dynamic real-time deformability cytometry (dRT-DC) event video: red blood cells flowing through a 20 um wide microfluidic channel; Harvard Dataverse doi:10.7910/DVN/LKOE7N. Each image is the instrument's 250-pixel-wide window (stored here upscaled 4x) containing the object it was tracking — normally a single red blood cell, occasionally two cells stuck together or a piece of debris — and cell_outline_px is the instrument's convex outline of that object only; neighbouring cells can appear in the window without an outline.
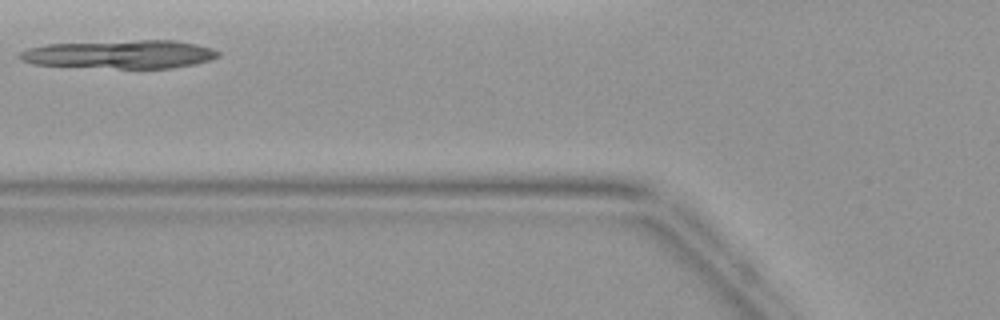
{"species": "common noctule bat (a hibernating species)", "species_latin": "Nyctalus noctula", "temperature_condition": "warm", "stored_images_in_passage": 2, "camera_frame_rate_fps": 3000, "um_per_image_px": 0.085, "animal": {"sex": "female", "body_mass_g": 19.9}, "frame": {"image": 1, "passage_image": 2, "time_ms": 1.333, "image_size_px": [1000, 320], "cell_outline_px": [[220, 56], [212, 60], [196, 64], [172, 68], [120, 68], [32, 64], [20, 60], [16, 56], [20, 52], [28, 48], [48, 44], [140, 40], [172, 40], [196, 44], [212, 48], [220, 52]], "centroid_in_image_um": [10.25, 4.62], "position_along_channel_um": 115.6, "area_um2": 32.77}}